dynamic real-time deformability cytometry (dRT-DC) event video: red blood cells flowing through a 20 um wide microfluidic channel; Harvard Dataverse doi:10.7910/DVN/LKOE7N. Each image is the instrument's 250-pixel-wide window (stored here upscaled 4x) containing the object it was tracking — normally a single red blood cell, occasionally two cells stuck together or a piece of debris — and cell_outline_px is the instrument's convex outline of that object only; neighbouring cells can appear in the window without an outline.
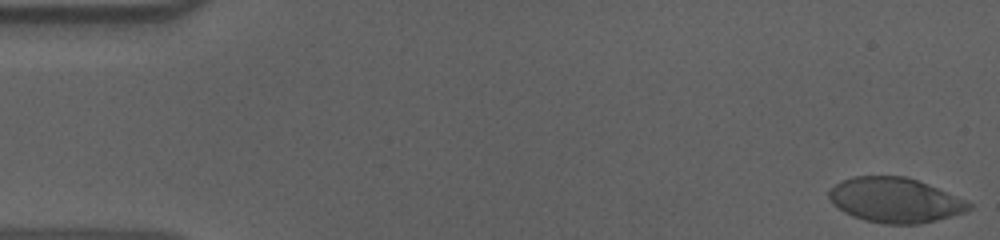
{"species": "human", "species_latin": "Homo sapiens", "temperature_condition": "cold", "stored_images_in_passage": 14, "camera_frame_rate_fps": 3000, "um_per_image_px": 0.085, "donor": {"sex": "male"}, "frame": {"image": 1, "passage_image": 1, "time_ms": 0.0, "image_size_px": [1000, 240], "cell_outline_px": [[972, 208], [968, 212], [920, 224], [884, 224], [864, 220], [852, 216], [844, 212], [832, 204], [828, 196], [828, 192], [836, 184], [852, 176], [904, 176], [928, 184], [964, 200], [972, 204]], "centroid_in_image_um": [76.07, 17.02], "position_along_channel_um": 8.9, "area_um2": 36.47}}